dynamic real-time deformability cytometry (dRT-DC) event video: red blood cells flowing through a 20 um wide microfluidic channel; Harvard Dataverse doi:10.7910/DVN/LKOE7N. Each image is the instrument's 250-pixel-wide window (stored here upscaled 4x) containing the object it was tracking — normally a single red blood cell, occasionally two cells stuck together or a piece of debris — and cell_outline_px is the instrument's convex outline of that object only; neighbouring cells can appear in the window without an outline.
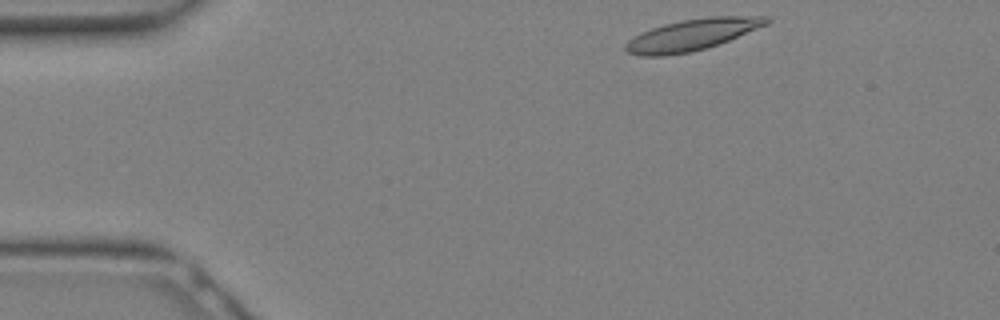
{"species": "Egyptian fruit bat (a non-hibernating species)", "species_latin": "Rousettus aegyptiacus", "temperature_condition": "warm", "stored_images_in_passage": 11, "camera_frame_rate_fps": 3000, "um_per_image_px": 0.085, "animal": {"sex": "female"}, "frame": {"image": 1, "passage_image": 1, "time_ms": 0.0, "image_size_px": [1000, 320], "cell_outline_px": [[772, 20], [768, 24], [720, 44], [708, 48], [692, 52], [664, 56], [640, 56], [628, 52], [624, 48], [624, 44], [628, 40], [640, 32], [664, 24], [680, 20], [708, 16], [768, 16]], "centroid_in_image_um": [58.83, 2.95], "position_along_channel_um": 26.2, "area_um2": 26.13}}
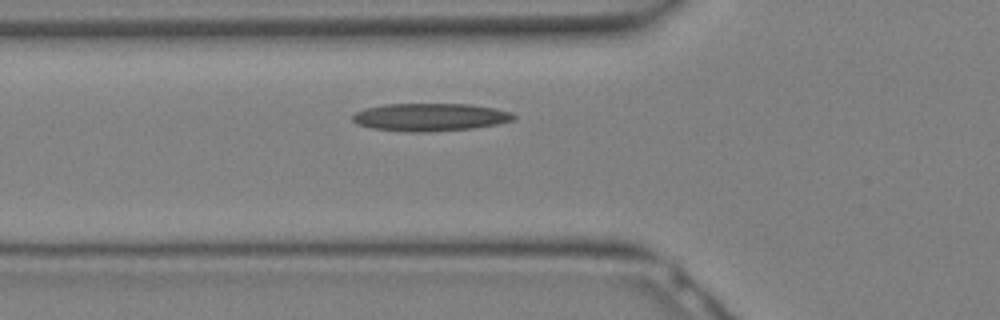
{"frame": {"image": 2, "passage_image": 7, "time_ms": 2.0, "image_size_px": [1000, 320], "cell_outline_px": [[516, 116], [512, 120], [496, 124], [472, 128], [428, 132], [408, 132], [372, 128], [356, 124], [352, 120], [352, 116], [356, 112], [364, 108], [384, 104], [468, 104], [492, 108], [512, 112]], "centroid_in_image_um": [36.51, 9.96], "position_along_channel_um": 89.3, "area_um2": 26.01}}
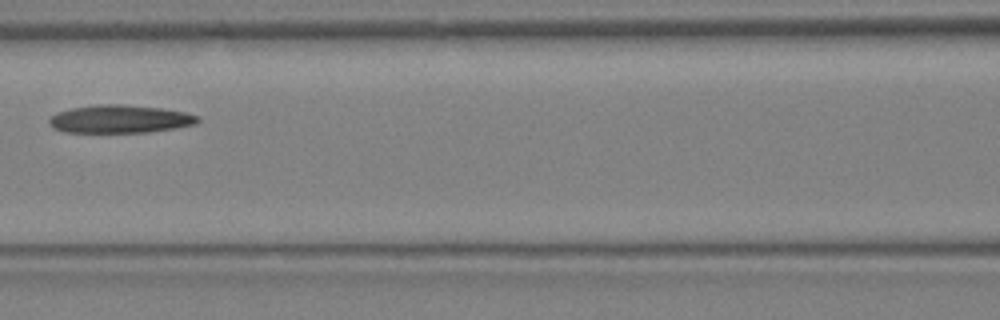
{"frame": {"image": 3, "passage_image": 10, "time_ms": 3.0, "image_size_px": [1000, 320], "cell_outline_px": [[200, 120], [196, 124], [176, 128], [148, 132], [64, 132], [52, 128], [48, 124], [48, 120], [56, 112], [68, 108], [96, 104], [120, 104], [160, 108], [184, 112], [200, 116]], "centroid_in_image_um": [10.16, 10.11], "position_along_channel_um": 156.4, "area_um2": 24.45}}